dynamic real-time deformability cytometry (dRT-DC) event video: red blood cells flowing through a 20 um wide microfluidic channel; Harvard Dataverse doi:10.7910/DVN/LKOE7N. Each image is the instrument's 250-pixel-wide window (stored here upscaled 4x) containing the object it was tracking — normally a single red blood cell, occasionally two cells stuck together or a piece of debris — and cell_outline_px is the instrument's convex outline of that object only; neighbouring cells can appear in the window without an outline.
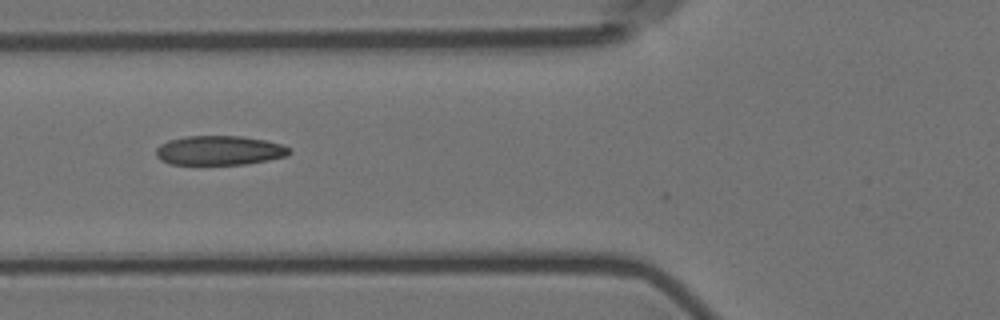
{"species": "Egyptian fruit bat (a non-hibernating species)", "species_latin": "Rousettus aegyptiacus", "temperature_condition": "room temperature", "stored_images_in_passage": 6, "camera_frame_rate_fps": 3000, "um_per_image_px": 0.085, "animal": {"sex": "female"}, "frame": {"image": 1, "passage_image": 3, "time_ms": 2.333, "image_size_px": [1000, 320], "cell_outline_px": [[292, 152], [288, 156], [268, 160], [244, 164], [172, 164], [160, 160], [156, 156], [156, 148], [160, 144], [168, 140], [188, 136], [240, 136], [264, 140], [280, 144], [292, 148]], "centroid_in_image_um": [18.66, 12.78], "position_along_channel_um": 107.1, "area_um2": 22.83}}
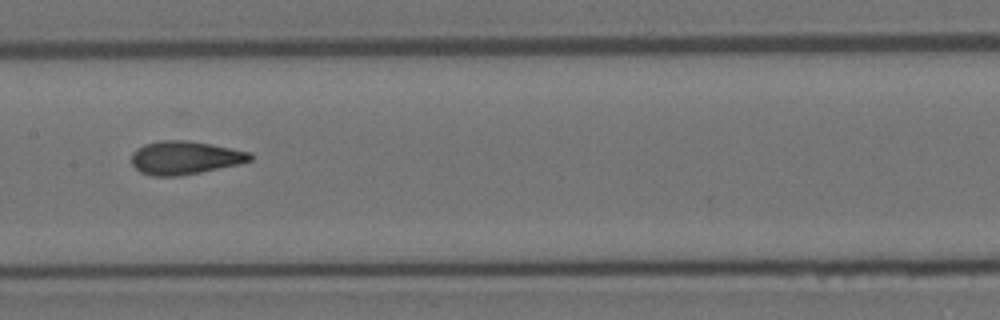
{"frame": {"image": 2, "passage_image": 5, "time_ms": 4.667, "image_size_px": [1000, 320], "cell_outline_px": [[252, 160], [240, 164], [180, 176], [152, 176], [140, 172], [132, 164], [132, 152], [136, 148], [144, 144], [160, 140], [188, 140], [212, 144], [252, 152]], "centroid_in_image_um": [15.72, 13.4], "position_along_channel_um": 191.7, "area_um2": 23.24}}
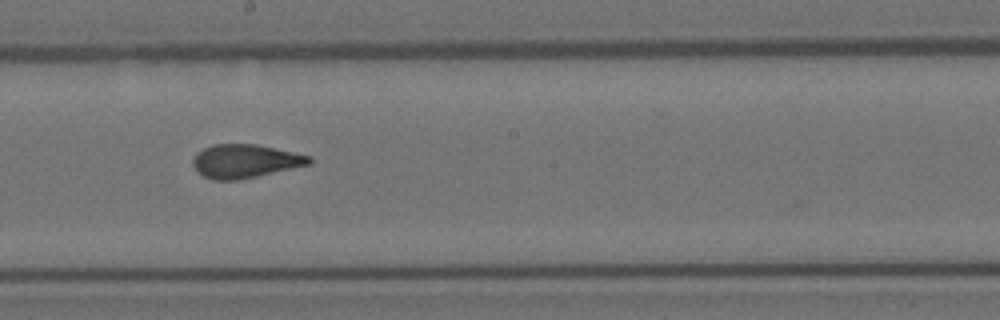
{"frame": {"image": 3, "passage_image": 6, "time_ms": 5.667, "image_size_px": [1000, 320], "cell_outline_px": [[312, 164], [240, 180], [212, 180], [196, 172], [192, 164], [192, 160], [196, 152], [212, 144], [256, 144], [312, 156]], "centroid_in_image_um": [20.82, 13.7], "position_along_channel_um": 227.4, "area_um2": 23.0}}